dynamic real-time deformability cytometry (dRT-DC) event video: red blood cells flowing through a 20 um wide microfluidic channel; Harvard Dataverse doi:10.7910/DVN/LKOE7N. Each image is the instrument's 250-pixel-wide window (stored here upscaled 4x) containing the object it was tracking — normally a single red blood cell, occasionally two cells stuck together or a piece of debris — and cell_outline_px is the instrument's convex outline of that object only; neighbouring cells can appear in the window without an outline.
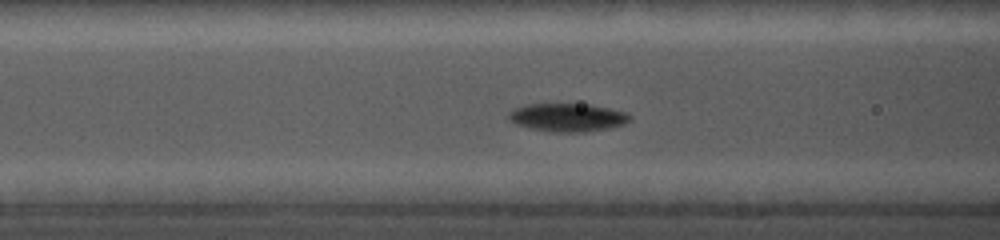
{"species": "common noctule bat (a hibernating species)", "species_latin": "Nyctalus noctula", "temperature_condition": "cold", "stored_images_in_passage": 41, "camera_frame_rate_fps": 5000, "um_per_image_px": 0.085, "animal": {"sex": "female", "body_mass_g": 19.0, "forearm_length_mm": 56.7}, "frame": {"image": 1, "passage_image": 20, "time_ms": 6.2, "image_size_px": [1000, 240], "cell_outline_px": [[632, 120], [624, 124], [608, 128], [584, 132], [552, 132], [528, 128], [516, 124], [508, 120], [508, 112], [516, 108], [528, 104], [588, 104], [628, 112], [632, 116]], "centroid_in_image_um": [48.26, 9.98], "position_along_channel_um": 118.3, "area_um2": 20.06}}
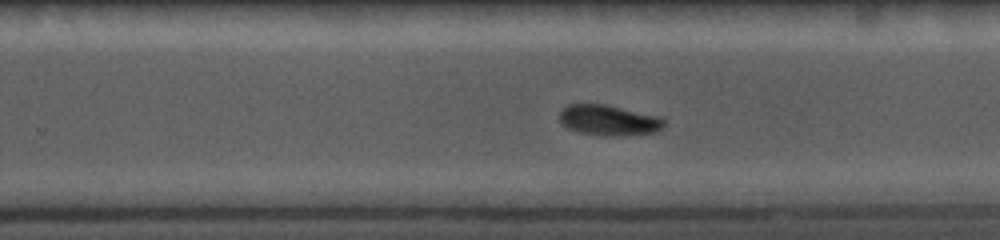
{"frame": {"image": 2, "passage_image": 29, "time_ms": 10.4, "image_size_px": [1000, 240], "cell_outline_px": [[664, 124], [656, 132], [604, 136], [580, 132], [568, 128], [560, 120], [560, 112], [568, 104], [604, 104], [664, 116]], "centroid_in_image_um": [51.78, 10.2], "position_along_channel_um": 278.0, "area_um2": 18.44}}
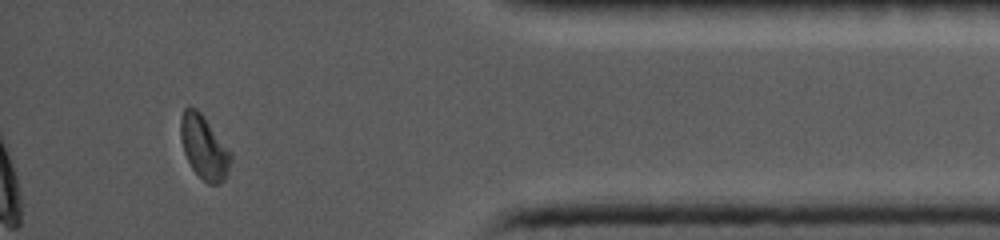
{"frame": {"image": 3, "passage_image": 41, "time_ms": 14.6, "image_size_px": [1000, 240], "cell_outline_px": [[232, 160], [228, 172], [224, 180], [220, 184], [208, 184], [192, 168], [184, 152], [180, 136], [180, 116], [184, 108], [188, 104], [196, 108], [204, 116], [232, 152]], "centroid_in_image_um": [17.35, 12.48], "position_along_channel_um": 417.9, "area_um2": 18.84}}